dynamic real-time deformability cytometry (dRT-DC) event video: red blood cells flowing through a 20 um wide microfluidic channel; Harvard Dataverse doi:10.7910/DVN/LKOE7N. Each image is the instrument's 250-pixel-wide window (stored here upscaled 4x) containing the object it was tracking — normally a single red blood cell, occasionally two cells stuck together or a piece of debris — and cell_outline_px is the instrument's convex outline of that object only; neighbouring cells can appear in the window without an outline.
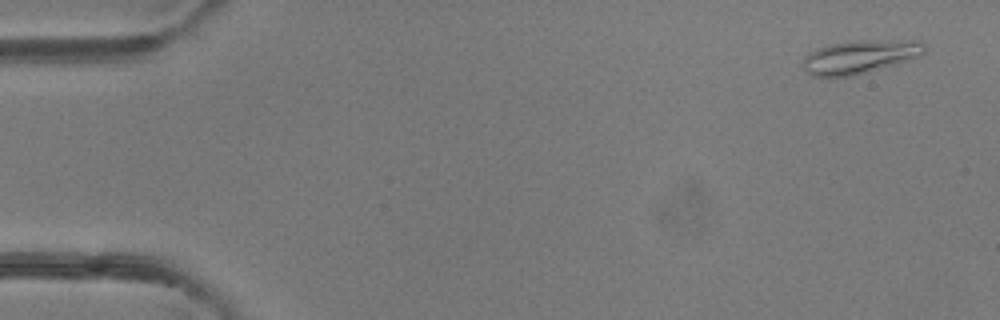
{"species": "common noctule bat (a hibernating species)", "species_latin": "Nyctalus noctula", "temperature_condition": "room temperature", "stored_images_in_passage": 5, "camera_frame_rate_fps": 3000, "um_per_image_px": 0.085, "animal": {"sex": "female"}, "frame": {"image": 1, "passage_image": 1, "time_ms": 0.0, "image_size_px": [1000, 320], "cell_outline_px": [[924, 52], [920, 56], [900, 64], [852, 76], [812, 76], [804, 68], [804, 56], [808, 52], [816, 48], [832, 44], [852, 40], [920, 40], [924, 44]], "centroid_in_image_um": [73.13, 4.82], "position_along_channel_um": 11.9, "area_um2": 23.93}}